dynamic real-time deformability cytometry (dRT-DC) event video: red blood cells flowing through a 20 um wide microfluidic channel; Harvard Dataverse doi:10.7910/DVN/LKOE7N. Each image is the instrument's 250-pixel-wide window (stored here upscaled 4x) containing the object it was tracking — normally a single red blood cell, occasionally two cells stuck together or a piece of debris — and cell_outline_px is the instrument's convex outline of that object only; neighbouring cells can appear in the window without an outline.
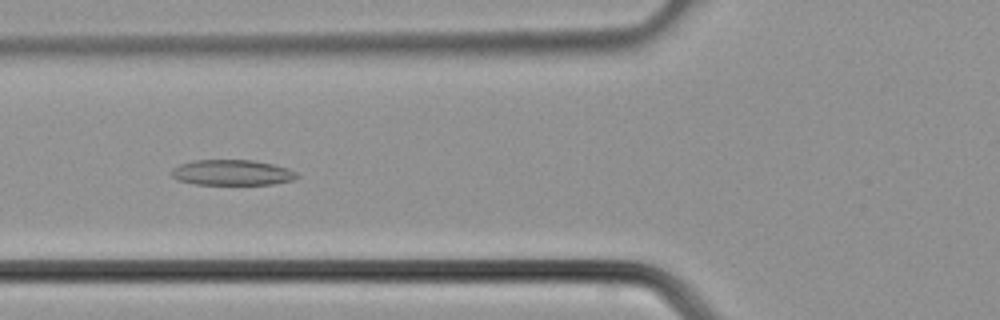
{"species": "common noctule bat (a hibernating species)", "species_latin": "Nyctalus noctula", "temperature_condition": "cold", "stored_images_in_passage": 31, "camera_frame_rate_fps": 3000, "um_per_image_px": 0.085, "animal": {"sex": "male", "body_mass_g": 21.5, "forearm_length_mm": 52.0}, "frame": {"image": 1, "passage_image": 7, "time_ms": 2.0, "image_size_px": [1000, 320], "cell_outline_px": [[300, 176], [292, 180], [272, 184], [196, 184], [176, 180], [172, 176], [172, 168], [180, 164], [192, 160], [252, 160], [272, 164], [288, 168], [296, 172]], "centroid_in_image_um": [19.71, 14.66], "position_along_channel_um": 106.1, "area_um2": 18.61}}
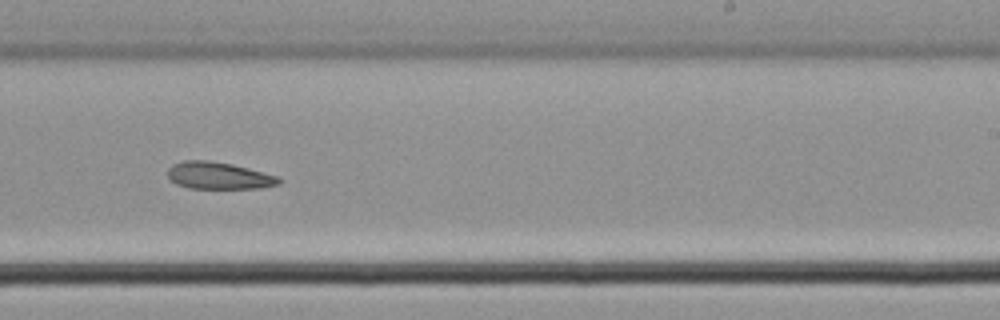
{"frame": {"image": 2, "passage_image": 16, "time_ms": 5.0, "image_size_px": [1000, 320], "cell_outline_px": [[280, 184], [260, 188], [188, 188], [176, 184], [168, 176], [168, 168], [172, 164], [184, 160], [208, 160], [232, 164], [280, 176]], "centroid_in_image_um": [18.59, 14.92], "position_along_channel_um": 270.4, "area_um2": 17.57}}
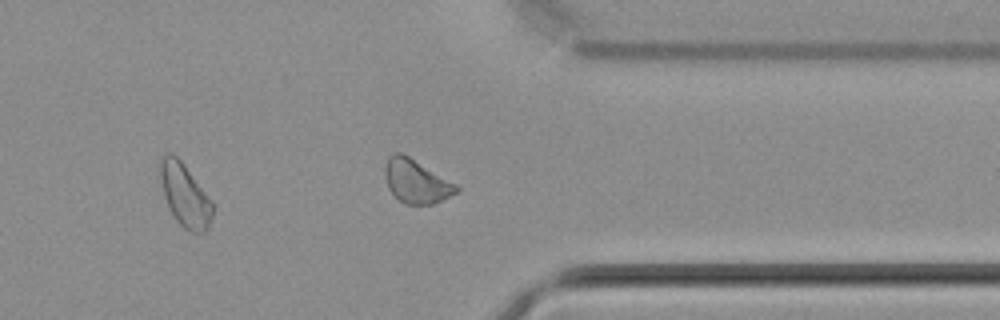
{"frame": {"image": 3, "passage_image": 22, "time_ms": 7.0, "image_size_px": [1000, 320], "cell_outline_px": [[460, 188], [456, 192], [432, 204], [404, 204], [388, 188], [384, 172], [384, 168], [388, 156], [392, 152], [400, 152], [408, 156], [456, 184]], "centroid_in_image_um": [35.33, 15.39], "position_along_channel_um": 376.1, "area_um2": 17.8}}